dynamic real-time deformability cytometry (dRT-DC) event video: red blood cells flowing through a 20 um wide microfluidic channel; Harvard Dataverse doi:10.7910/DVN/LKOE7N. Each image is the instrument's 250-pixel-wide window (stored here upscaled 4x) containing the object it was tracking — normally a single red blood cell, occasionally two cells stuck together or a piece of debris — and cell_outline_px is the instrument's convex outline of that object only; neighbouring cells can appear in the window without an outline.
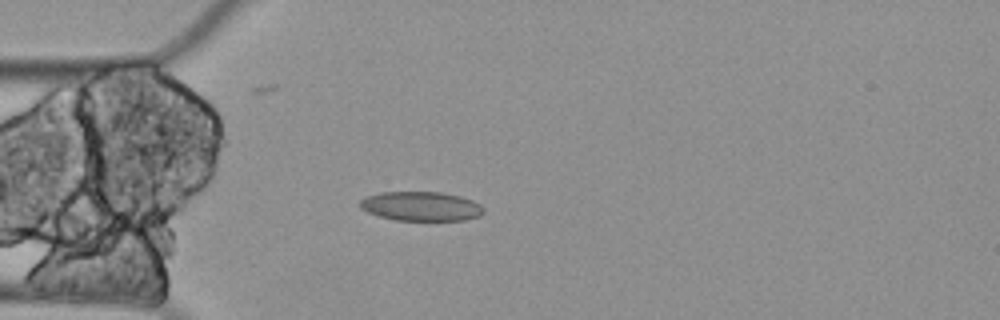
{"species": "Egyptian fruit bat (a non-hibernating species)", "species_latin": "Rousettus aegyptiacus", "temperature_condition": "cold", "stored_images_in_passage": 4, "camera_frame_rate_fps": 3000, "um_per_image_px": 0.085, "animal": {"sex": "female"}, "frame": {"image": 1, "passage_image": 4, "time_ms": 1.0, "image_size_px": [1000, 320], "cell_outline_px": [[484, 212], [480, 216], [464, 220], [396, 220], [380, 216], [368, 212], [360, 208], [360, 200], [368, 196], [380, 192], [440, 192], [460, 196], [472, 200], [480, 204], [484, 208]], "centroid_in_image_um": [35.81, 17.53], "position_along_channel_um": 49.2, "area_um2": 21.04}}